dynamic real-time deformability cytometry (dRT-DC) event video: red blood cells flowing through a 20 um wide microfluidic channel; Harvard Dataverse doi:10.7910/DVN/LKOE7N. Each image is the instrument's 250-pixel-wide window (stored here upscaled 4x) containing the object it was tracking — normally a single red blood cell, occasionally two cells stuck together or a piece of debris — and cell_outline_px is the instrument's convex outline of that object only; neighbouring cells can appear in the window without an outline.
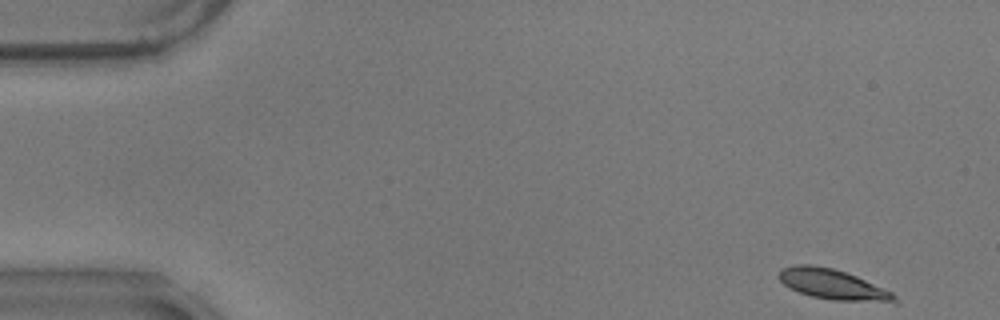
{"species": "common noctule bat (a hibernating species)", "species_latin": "Nyctalus noctula", "temperature_condition": "warm", "stored_images_in_passage": 9, "camera_frame_rate_fps": 3000, "um_per_image_px": 0.085, "animal": {"sex": "male", "body_mass_g": 17.9}, "frame": {"image": 1, "passage_image": 1, "time_ms": 0.0, "image_size_px": [1000, 320], "cell_outline_px": [[900, 304], [896, 304], [832, 300], [812, 296], [788, 288], [780, 280], [780, 272], [784, 268], [796, 264], [812, 264], [832, 268], [856, 276], [892, 292], [900, 300]], "centroid_in_image_um": [70.89, 24.21], "position_along_channel_um": 14.1, "area_um2": 20.58}}